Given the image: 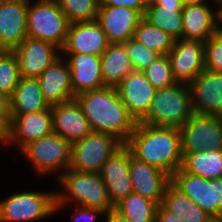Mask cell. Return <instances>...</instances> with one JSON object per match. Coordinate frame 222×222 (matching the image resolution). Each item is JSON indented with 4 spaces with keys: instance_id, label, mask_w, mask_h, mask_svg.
I'll list each match as a JSON object with an SVG mask.
<instances>
[{
    "instance_id": "obj_1",
    "label": "cell",
    "mask_w": 222,
    "mask_h": 222,
    "mask_svg": "<svg viewBox=\"0 0 222 222\" xmlns=\"http://www.w3.org/2000/svg\"><path fill=\"white\" fill-rule=\"evenodd\" d=\"M137 160L159 168L172 176L183 160L180 129L137 122L124 144Z\"/></svg>"
},
{
    "instance_id": "obj_2",
    "label": "cell",
    "mask_w": 222,
    "mask_h": 222,
    "mask_svg": "<svg viewBox=\"0 0 222 222\" xmlns=\"http://www.w3.org/2000/svg\"><path fill=\"white\" fill-rule=\"evenodd\" d=\"M92 131L116 137L125 144L137 122L123 104L116 87L104 86L75 96Z\"/></svg>"
},
{
    "instance_id": "obj_3",
    "label": "cell",
    "mask_w": 222,
    "mask_h": 222,
    "mask_svg": "<svg viewBox=\"0 0 222 222\" xmlns=\"http://www.w3.org/2000/svg\"><path fill=\"white\" fill-rule=\"evenodd\" d=\"M193 114L189 84L176 83L156 90L147 114L139 122L180 129Z\"/></svg>"
},
{
    "instance_id": "obj_4",
    "label": "cell",
    "mask_w": 222,
    "mask_h": 222,
    "mask_svg": "<svg viewBox=\"0 0 222 222\" xmlns=\"http://www.w3.org/2000/svg\"><path fill=\"white\" fill-rule=\"evenodd\" d=\"M58 177L60 184L68 194L56 193V209L63 207L71 197L79 201L82 207L96 208L105 212L114 209L107 187L99 173L68 169L67 171L62 170Z\"/></svg>"
},
{
    "instance_id": "obj_5",
    "label": "cell",
    "mask_w": 222,
    "mask_h": 222,
    "mask_svg": "<svg viewBox=\"0 0 222 222\" xmlns=\"http://www.w3.org/2000/svg\"><path fill=\"white\" fill-rule=\"evenodd\" d=\"M70 22L57 0H37L27 8V37L63 48Z\"/></svg>"
},
{
    "instance_id": "obj_6",
    "label": "cell",
    "mask_w": 222,
    "mask_h": 222,
    "mask_svg": "<svg viewBox=\"0 0 222 222\" xmlns=\"http://www.w3.org/2000/svg\"><path fill=\"white\" fill-rule=\"evenodd\" d=\"M124 144L116 137L91 131L71 146V164L75 171L99 173L104 163Z\"/></svg>"
},
{
    "instance_id": "obj_7",
    "label": "cell",
    "mask_w": 222,
    "mask_h": 222,
    "mask_svg": "<svg viewBox=\"0 0 222 222\" xmlns=\"http://www.w3.org/2000/svg\"><path fill=\"white\" fill-rule=\"evenodd\" d=\"M56 210V193H16L0 202V222H34Z\"/></svg>"
},
{
    "instance_id": "obj_8",
    "label": "cell",
    "mask_w": 222,
    "mask_h": 222,
    "mask_svg": "<svg viewBox=\"0 0 222 222\" xmlns=\"http://www.w3.org/2000/svg\"><path fill=\"white\" fill-rule=\"evenodd\" d=\"M171 182L211 217H222V178L208 180L180 167Z\"/></svg>"
},
{
    "instance_id": "obj_9",
    "label": "cell",
    "mask_w": 222,
    "mask_h": 222,
    "mask_svg": "<svg viewBox=\"0 0 222 222\" xmlns=\"http://www.w3.org/2000/svg\"><path fill=\"white\" fill-rule=\"evenodd\" d=\"M182 153L222 150V117L194 113L180 128Z\"/></svg>"
},
{
    "instance_id": "obj_10",
    "label": "cell",
    "mask_w": 222,
    "mask_h": 222,
    "mask_svg": "<svg viewBox=\"0 0 222 222\" xmlns=\"http://www.w3.org/2000/svg\"><path fill=\"white\" fill-rule=\"evenodd\" d=\"M71 146L69 141L52 133L49 136L31 141L21 150L38 172L46 174L60 169L65 171L69 169Z\"/></svg>"
},
{
    "instance_id": "obj_11",
    "label": "cell",
    "mask_w": 222,
    "mask_h": 222,
    "mask_svg": "<svg viewBox=\"0 0 222 222\" xmlns=\"http://www.w3.org/2000/svg\"><path fill=\"white\" fill-rule=\"evenodd\" d=\"M168 57L176 82L190 84L205 69L204 42L175 40Z\"/></svg>"
},
{
    "instance_id": "obj_12",
    "label": "cell",
    "mask_w": 222,
    "mask_h": 222,
    "mask_svg": "<svg viewBox=\"0 0 222 222\" xmlns=\"http://www.w3.org/2000/svg\"><path fill=\"white\" fill-rule=\"evenodd\" d=\"M131 156V151L123 145L109 157L99 172L113 206L133 192L130 178Z\"/></svg>"
},
{
    "instance_id": "obj_13",
    "label": "cell",
    "mask_w": 222,
    "mask_h": 222,
    "mask_svg": "<svg viewBox=\"0 0 222 222\" xmlns=\"http://www.w3.org/2000/svg\"><path fill=\"white\" fill-rule=\"evenodd\" d=\"M53 133V117L51 107L36 113L11 116L6 127V143H18L22 149L31 141L49 136Z\"/></svg>"
},
{
    "instance_id": "obj_14",
    "label": "cell",
    "mask_w": 222,
    "mask_h": 222,
    "mask_svg": "<svg viewBox=\"0 0 222 222\" xmlns=\"http://www.w3.org/2000/svg\"><path fill=\"white\" fill-rule=\"evenodd\" d=\"M189 86L194 113L222 117V72L204 69Z\"/></svg>"
},
{
    "instance_id": "obj_15",
    "label": "cell",
    "mask_w": 222,
    "mask_h": 222,
    "mask_svg": "<svg viewBox=\"0 0 222 222\" xmlns=\"http://www.w3.org/2000/svg\"><path fill=\"white\" fill-rule=\"evenodd\" d=\"M54 44L27 37L17 48L12 50L18 60L20 76L37 78L60 55Z\"/></svg>"
},
{
    "instance_id": "obj_16",
    "label": "cell",
    "mask_w": 222,
    "mask_h": 222,
    "mask_svg": "<svg viewBox=\"0 0 222 222\" xmlns=\"http://www.w3.org/2000/svg\"><path fill=\"white\" fill-rule=\"evenodd\" d=\"M116 89L129 114L139 122L147 114L156 89L142 71L130 72Z\"/></svg>"
},
{
    "instance_id": "obj_17",
    "label": "cell",
    "mask_w": 222,
    "mask_h": 222,
    "mask_svg": "<svg viewBox=\"0 0 222 222\" xmlns=\"http://www.w3.org/2000/svg\"><path fill=\"white\" fill-rule=\"evenodd\" d=\"M143 16L127 7L99 6L96 21L109 43L122 44L134 37V31Z\"/></svg>"
},
{
    "instance_id": "obj_18",
    "label": "cell",
    "mask_w": 222,
    "mask_h": 222,
    "mask_svg": "<svg viewBox=\"0 0 222 222\" xmlns=\"http://www.w3.org/2000/svg\"><path fill=\"white\" fill-rule=\"evenodd\" d=\"M110 43L100 24L95 21L69 25L67 38L61 52L65 54H90L101 56Z\"/></svg>"
},
{
    "instance_id": "obj_19",
    "label": "cell",
    "mask_w": 222,
    "mask_h": 222,
    "mask_svg": "<svg viewBox=\"0 0 222 222\" xmlns=\"http://www.w3.org/2000/svg\"><path fill=\"white\" fill-rule=\"evenodd\" d=\"M130 178L133 192L161 204L171 176L157 167L130 157Z\"/></svg>"
},
{
    "instance_id": "obj_20",
    "label": "cell",
    "mask_w": 222,
    "mask_h": 222,
    "mask_svg": "<svg viewBox=\"0 0 222 222\" xmlns=\"http://www.w3.org/2000/svg\"><path fill=\"white\" fill-rule=\"evenodd\" d=\"M51 111L53 117V133L63 137L71 144L83 139L92 131L88 119L84 116L75 98L52 105Z\"/></svg>"
},
{
    "instance_id": "obj_21",
    "label": "cell",
    "mask_w": 222,
    "mask_h": 222,
    "mask_svg": "<svg viewBox=\"0 0 222 222\" xmlns=\"http://www.w3.org/2000/svg\"><path fill=\"white\" fill-rule=\"evenodd\" d=\"M29 2V0L0 1V37L10 51L27 38Z\"/></svg>"
},
{
    "instance_id": "obj_22",
    "label": "cell",
    "mask_w": 222,
    "mask_h": 222,
    "mask_svg": "<svg viewBox=\"0 0 222 222\" xmlns=\"http://www.w3.org/2000/svg\"><path fill=\"white\" fill-rule=\"evenodd\" d=\"M61 58L59 56L37 77L42 95L50 106L75 98L69 63Z\"/></svg>"
},
{
    "instance_id": "obj_23",
    "label": "cell",
    "mask_w": 222,
    "mask_h": 222,
    "mask_svg": "<svg viewBox=\"0 0 222 222\" xmlns=\"http://www.w3.org/2000/svg\"><path fill=\"white\" fill-rule=\"evenodd\" d=\"M207 3L183 5L182 39L207 41L217 33V11H212Z\"/></svg>"
},
{
    "instance_id": "obj_24",
    "label": "cell",
    "mask_w": 222,
    "mask_h": 222,
    "mask_svg": "<svg viewBox=\"0 0 222 222\" xmlns=\"http://www.w3.org/2000/svg\"><path fill=\"white\" fill-rule=\"evenodd\" d=\"M71 85L74 95L105 86L101 73V58L90 54H68Z\"/></svg>"
},
{
    "instance_id": "obj_25",
    "label": "cell",
    "mask_w": 222,
    "mask_h": 222,
    "mask_svg": "<svg viewBox=\"0 0 222 222\" xmlns=\"http://www.w3.org/2000/svg\"><path fill=\"white\" fill-rule=\"evenodd\" d=\"M50 107L42 95L37 78L21 77L10 97L11 116L45 111Z\"/></svg>"
},
{
    "instance_id": "obj_26",
    "label": "cell",
    "mask_w": 222,
    "mask_h": 222,
    "mask_svg": "<svg viewBox=\"0 0 222 222\" xmlns=\"http://www.w3.org/2000/svg\"><path fill=\"white\" fill-rule=\"evenodd\" d=\"M100 58L105 86L116 87L130 72L134 71L123 44L110 43Z\"/></svg>"
},
{
    "instance_id": "obj_27",
    "label": "cell",
    "mask_w": 222,
    "mask_h": 222,
    "mask_svg": "<svg viewBox=\"0 0 222 222\" xmlns=\"http://www.w3.org/2000/svg\"><path fill=\"white\" fill-rule=\"evenodd\" d=\"M161 205L184 222H208L212 218L172 182L165 189Z\"/></svg>"
},
{
    "instance_id": "obj_28",
    "label": "cell",
    "mask_w": 222,
    "mask_h": 222,
    "mask_svg": "<svg viewBox=\"0 0 222 222\" xmlns=\"http://www.w3.org/2000/svg\"><path fill=\"white\" fill-rule=\"evenodd\" d=\"M181 168L190 174L208 180L222 178V150H204L196 153H182Z\"/></svg>"
},
{
    "instance_id": "obj_29",
    "label": "cell",
    "mask_w": 222,
    "mask_h": 222,
    "mask_svg": "<svg viewBox=\"0 0 222 222\" xmlns=\"http://www.w3.org/2000/svg\"><path fill=\"white\" fill-rule=\"evenodd\" d=\"M182 9L183 7L156 6L149 0L143 17L174 40H178L182 38Z\"/></svg>"
},
{
    "instance_id": "obj_30",
    "label": "cell",
    "mask_w": 222,
    "mask_h": 222,
    "mask_svg": "<svg viewBox=\"0 0 222 222\" xmlns=\"http://www.w3.org/2000/svg\"><path fill=\"white\" fill-rule=\"evenodd\" d=\"M158 204L137 193H130L114 206L129 222H156Z\"/></svg>"
},
{
    "instance_id": "obj_31",
    "label": "cell",
    "mask_w": 222,
    "mask_h": 222,
    "mask_svg": "<svg viewBox=\"0 0 222 222\" xmlns=\"http://www.w3.org/2000/svg\"><path fill=\"white\" fill-rule=\"evenodd\" d=\"M133 38L151 50L156 51L159 55H168L175 41L144 17L140 19Z\"/></svg>"
},
{
    "instance_id": "obj_32",
    "label": "cell",
    "mask_w": 222,
    "mask_h": 222,
    "mask_svg": "<svg viewBox=\"0 0 222 222\" xmlns=\"http://www.w3.org/2000/svg\"><path fill=\"white\" fill-rule=\"evenodd\" d=\"M70 24L97 19L100 0H57Z\"/></svg>"
},
{
    "instance_id": "obj_33",
    "label": "cell",
    "mask_w": 222,
    "mask_h": 222,
    "mask_svg": "<svg viewBox=\"0 0 222 222\" xmlns=\"http://www.w3.org/2000/svg\"><path fill=\"white\" fill-rule=\"evenodd\" d=\"M142 72L156 90L168 88L177 83L172 74L168 55H159Z\"/></svg>"
},
{
    "instance_id": "obj_34",
    "label": "cell",
    "mask_w": 222,
    "mask_h": 222,
    "mask_svg": "<svg viewBox=\"0 0 222 222\" xmlns=\"http://www.w3.org/2000/svg\"><path fill=\"white\" fill-rule=\"evenodd\" d=\"M21 76L17 57L13 51L0 55V91L12 96Z\"/></svg>"
},
{
    "instance_id": "obj_35",
    "label": "cell",
    "mask_w": 222,
    "mask_h": 222,
    "mask_svg": "<svg viewBox=\"0 0 222 222\" xmlns=\"http://www.w3.org/2000/svg\"><path fill=\"white\" fill-rule=\"evenodd\" d=\"M122 44L126 48L134 71L145 70L159 56L156 51L151 50L134 38H130Z\"/></svg>"
},
{
    "instance_id": "obj_36",
    "label": "cell",
    "mask_w": 222,
    "mask_h": 222,
    "mask_svg": "<svg viewBox=\"0 0 222 222\" xmlns=\"http://www.w3.org/2000/svg\"><path fill=\"white\" fill-rule=\"evenodd\" d=\"M205 69L222 72V35L213 34L204 42Z\"/></svg>"
},
{
    "instance_id": "obj_37",
    "label": "cell",
    "mask_w": 222,
    "mask_h": 222,
    "mask_svg": "<svg viewBox=\"0 0 222 222\" xmlns=\"http://www.w3.org/2000/svg\"><path fill=\"white\" fill-rule=\"evenodd\" d=\"M149 0H100L99 6L127 7L137 10L142 16Z\"/></svg>"
},
{
    "instance_id": "obj_38",
    "label": "cell",
    "mask_w": 222,
    "mask_h": 222,
    "mask_svg": "<svg viewBox=\"0 0 222 222\" xmlns=\"http://www.w3.org/2000/svg\"><path fill=\"white\" fill-rule=\"evenodd\" d=\"M102 213L104 214L105 211L96 208H87L80 206V209H78V211L76 210L75 214L73 213L72 220L74 222H96L95 216L99 214L102 215ZM80 218H82V220Z\"/></svg>"
},
{
    "instance_id": "obj_39",
    "label": "cell",
    "mask_w": 222,
    "mask_h": 222,
    "mask_svg": "<svg viewBox=\"0 0 222 222\" xmlns=\"http://www.w3.org/2000/svg\"><path fill=\"white\" fill-rule=\"evenodd\" d=\"M0 121L7 127L11 121L10 96L0 91Z\"/></svg>"
},
{
    "instance_id": "obj_40",
    "label": "cell",
    "mask_w": 222,
    "mask_h": 222,
    "mask_svg": "<svg viewBox=\"0 0 222 222\" xmlns=\"http://www.w3.org/2000/svg\"><path fill=\"white\" fill-rule=\"evenodd\" d=\"M156 222H184L175 213L166 210L161 204L156 210Z\"/></svg>"
},
{
    "instance_id": "obj_41",
    "label": "cell",
    "mask_w": 222,
    "mask_h": 222,
    "mask_svg": "<svg viewBox=\"0 0 222 222\" xmlns=\"http://www.w3.org/2000/svg\"><path fill=\"white\" fill-rule=\"evenodd\" d=\"M105 215H106L105 222H129L123 215H121L115 209L105 212Z\"/></svg>"
},
{
    "instance_id": "obj_42",
    "label": "cell",
    "mask_w": 222,
    "mask_h": 222,
    "mask_svg": "<svg viewBox=\"0 0 222 222\" xmlns=\"http://www.w3.org/2000/svg\"><path fill=\"white\" fill-rule=\"evenodd\" d=\"M154 5L160 7H183L182 0H150Z\"/></svg>"
},
{
    "instance_id": "obj_43",
    "label": "cell",
    "mask_w": 222,
    "mask_h": 222,
    "mask_svg": "<svg viewBox=\"0 0 222 222\" xmlns=\"http://www.w3.org/2000/svg\"><path fill=\"white\" fill-rule=\"evenodd\" d=\"M0 142L6 143V126L0 121Z\"/></svg>"
},
{
    "instance_id": "obj_44",
    "label": "cell",
    "mask_w": 222,
    "mask_h": 222,
    "mask_svg": "<svg viewBox=\"0 0 222 222\" xmlns=\"http://www.w3.org/2000/svg\"><path fill=\"white\" fill-rule=\"evenodd\" d=\"M217 6H219L220 8L217 11V21L219 20V22L222 23V3L218 4ZM217 32L220 33L222 35V28L217 26Z\"/></svg>"
},
{
    "instance_id": "obj_45",
    "label": "cell",
    "mask_w": 222,
    "mask_h": 222,
    "mask_svg": "<svg viewBox=\"0 0 222 222\" xmlns=\"http://www.w3.org/2000/svg\"><path fill=\"white\" fill-rule=\"evenodd\" d=\"M184 5L187 4H201V3H205V0H182Z\"/></svg>"
},
{
    "instance_id": "obj_46",
    "label": "cell",
    "mask_w": 222,
    "mask_h": 222,
    "mask_svg": "<svg viewBox=\"0 0 222 222\" xmlns=\"http://www.w3.org/2000/svg\"><path fill=\"white\" fill-rule=\"evenodd\" d=\"M10 50L4 45L0 37V55L6 54Z\"/></svg>"
},
{
    "instance_id": "obj_47",
    "label": "cell",
    "mask_w": 222,
    "mask_h": 222,
    "mask_svg": "<svg viewBox=\"0 0 222 222\" xmlns=\"http://www.w3.org/2000/svg\"><path fill=\"white\" fill-rule=\"evenodd\" d=\"M208 222H222V217H212Z\"/></svg>"
},
{
    "instance_id": "obj_48",
    "label": "cell",
    "mask_w": 222,
    "mask_h": 222,
    "mask_svg": "<svg viewBox=\"0 0 222 222\" xmlns=\"http://www.w3.org/2000/svg\"><path fill=\"white\" fill-rule=\"evenodd\" d=\"M215 3L217 2L218 4H221L222 3V0H214Z\"/></svg>"
}]
</instances>
